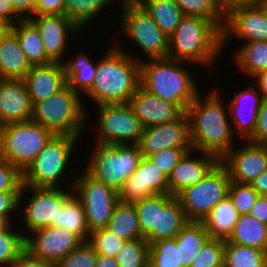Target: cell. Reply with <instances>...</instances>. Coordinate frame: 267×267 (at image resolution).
Returning a JSON list of instances; mask_svg holds the SVG:
<instances>
[{
	"label": "cell",
	"mask_w": 267,
	"mask_h": 267,
	"mask_svg": "<svg viewBox=\"0 0 267 267\" xmlns=\"http://www.w3.org/2000/svg\"><path fill=\"white\" fill-rule=\"evenodd\" d=\"M121 33L131 39L141 49L147 59L168 58L169 37L137 2L121 9Z\"/></svg>",
	"instance_id": "cell-11"
},
{
	"label": "cell",
	"mask_w": 267,
	"mask_h": 267,
	"mask_svg": "<svg viewBox=\"0 0 267 267\" xmlns=\"http://www.w3.org/2000/svg\"><path fill=\"white\" fill-rule=\"evenodd\" d=\"M37 2H38V0H31V17L33 16V12L36 8Z\"/></svg>",
	"instance_id": "cell-64"
},
{
	"label": "cell",
	"mask_w": 267,
	"mask_h": 267,
	"mask_svg": "<svg viewBox=\"0 0 267 267\" xmlns=\"http://www.w3.org/2000/svg\"><path fill=\"white\" fill-rule=\"evenodd\" d=\"M224 263L227 267H267V251L225 240Z\"/></svg>",
	"instance_id": "cell-37"
},
{
	"label": "cell",
	"mask_w": 267,
	"mask_h": 267,
	"mask_svg": "<svg viewBox=\"0 0 267 267\" xmlns=\"http://www.w3.org/2000/svg\"><path fill=\"white\" fill-rule=\"evenodd\" d=\"M23 80L33 106L67 84L64 66L60 62L32 65Z\"/></svg>",
	"instance_id": "cell-24"
},
{
	"label": "cell",
	"mask_w": 267,
	"mask_h": 267,
	"mask_svg": "<svg viewBox=\"0 0 267 267\" xmlns=\"http://www.w3.org/2000/svg\"><path fill=\"white\" fill-rule=\"evenodd\" d=\"M243 147L230 149L220 162L226 167L231 182L251 184L267 170V145L243 140ZM246 144V145H245Z\"/></svg>",
	"instance_id": "cell-15"
},
{
	"label": "cell",
	"mask_w": 267,
	"mask_h": 267,
	"mask_svg": "<svg viewBox=\"0 0 267 267\" xmlns=\"http://www.w3.org/2000/svg\"><path fill=\"white\" fill-rule=\"evenodd\" d=\"M191 150L193 148L163 149L155 154L148 155L147 158L169 176L182 157Z\"/></svg>",
	"instance_id": "cell-47"
},
{
	"label": "cell",
	"mask_w": 267,
	"mask_h": 267,
	"mask_svg": "<svg viewBox=\"0 0 267 267\" xmlns=\"http://www.w3.org/2000/svg\"><path fill=\"white\" fill-rule=\"evenodd\" d=\"M133 203L138 212L141 235L145 237L153 228H156L157 195Z\"/></svg>",
	"instance_id": "cell-46"
},
{
	"label": "cell",
	"mask_w": 267,
	"mask_h": 267,
	"mask_svg": "<svg viewBox=\"0 0 267 267\" xmlns=\"http://www.w3.org/2000/svg\"><path fill=\"white\" fill-rule=\"evenodd\" d=\"M109 5L107 0H66L63 15L84 32V28Z\"/></svg>",
	"instance_id": "cell-36"
},
{
	"label": "cell",
	"mask_w": 267,
	"mask_h": 267,
	"mask_svg": "<svg viewBox=\"0 0 267 267\" xmlns=\"http://www.w3.org/2000/svg\"><path fill=\"white\" fill-rule=\"evenodd\" d=\"M22 173L11 163L0 158V192H20Z\"/></svg>",
	"instance_id": "cell-48"
},
{
	"label": "cell",
	"mask_w": 267,
	"mask_h": 267,
	"mask_svg": "<svg viewBox=\"0 0 267 267\" xmlns=\"http://www.w3.org/2000/svg\"><path fill=\"white\" fill-rule=\"evenodd\" d=\"M230 98L227 106L233 133L247 141L254 135L263 96L251 82L247 88L236 91Z\"/></svg>",
	"instance_id": "cell-20"
},
{
	"label": "cell",
	"mask_w": 267,
	"mask_h": 267,
	"mask_svg": "<svg viewBox=\"0 0 267 267\" xmlns=\"http://www.w3.org/2000/svg\"><path fill=\"white\" fill-rule=\"evenodd\" d=\"M230 183L226 167L219 162L204 179L184 188L175 197L189 221H203L213 207L228 195Z\"/></svg>",
	"instance_id": "cell-10"
},
{
	"label": "cell",
	"mask_w": 267,
	"mask_h": 267,
	"mask_svg": "<svg viewBox=\"0 0 267 267\" xmlns=\"http://www.w3.org/2000/svg\"><path fill=\"white\" fill-rule=\"evenodd\" d=\"M225 240L210 238L192 259L190 267H216L224 263Z\"/></svg>",
	"instance_id": "cell-43"
},
{
	"label": "cell",
	"mask_w": 267,
	"mask_h": 267,
	"mask_svg": "<svg viewBox=\"0 0 267 267\" xmlns=\"http://www.w3.org/2000/svg\"><path fill=\"white\" fill-rule=\"evenodd\" d=\"M31 66L16 36L9 31L0 42V79H23Z\"/></svg>",
	"instance_id": "cell-26"
},
{
	"label": "cell",
	"mask_w": 267,
	"mask_h": 267,
	"mask_svg": "<svg viewBox=\"0 0 267 267\" xmlns=\"http://www.w3.org/2000/svg\"><path fill=\"white\" fill-rule=\"evenodd\" d=\"M143 157L169 148H193L190 136L189 118L185 112L179 119L143 128L139 143Z\"/></svg>",
	"instance_id": "cell-17"
},
{
	"label": "cell",
	"mask_w": 267,
	"mask_h": 267,
	"mask_svg": "<svg viewBox=\"0 0 267 267\" xmlns=\"http://www.w3.org/2000/svg\"><path fill=\"white\" fill-rule=\"evenodd\" d=\"M234 37L244 42L267 41V9L262 2L235 6L226 12L222 48Z\"/></svg>",
	"instance_id": "cell-14"
},
{
	"label": "cell",
	"mask_w": 267,
	"mask_h": 267,
	"mask_svg": "<svg viewBox=\"0 0 267 267\" xmlns=\"http://www.w3.org/2000/svg\"><path fill=\"white\" fill-rule=\"evenodd\" d=\"M29 19L40 32L46 56L52 62L63 63L69 36L80 35L81 30L64 15H33Z\"/></svg>",
	"instance_id": "cell-19"
},
{
	"label": "cell",
	"mask_w": 267,
	"mask_h": 267,
	"mask_svg": "<svg viewBox=\"0 0 267 267\" xmlns=\"http://www.w3.org/2000/svg\"><path fill=\"white\" fill-rule=\"evenodd\" d=\"M98 108L99 118L96 143L99 144H138L143 126L136 117L129 103L101 104Z\"/></svg>",
	"instance_id": "cell-13"
},
{
	"label": "cell",
	"mask_w": 267,
	"mask_h": 267,
	"mask_svg": "<svg viewBox=\"0 0 267 267\" xmlns=\"http://www.w3.org/2000/svg\"><path fill=\"white\" fill-rule=\"evenodd\" d=\"M10 31L16 36L22 51L31 65L52 62L45 54L39 30L29 18L16 22L11 26Z\"/></svg>",
	"instance_id": "cell-28"
},
{
	"label": "cell",
	"mask_w": 267,
	"mask_h": 267,
	"mask_svg": "<svg viewBox=\"0 0 267 267\" xmlns=\"http://www.w3.org/2000/svg\"><path fill=\"white\" fill-rule=\"evenodd\" d=\"M92 58L84 51H80L76 56L71 57L72 60L63 62L67 84L82 96L91 89L97 76L98 60L95 63Z\"/></svg>",
	"instance_id": "cell-27"
},
{
	"label": "cell",
	"mask_w": 267,
	"mask_h": 267,
	"mask_svg": "<svg viewBox=\"0 0 267 267\" xmlns=\"http://www.w3.org/2000/svg\"><path fill=\"white\" fill-rule=\"evenodd\" d=\"M219 90L214 88L205 97L200 92L190 103L186 113L193 149L215 154L221 159L234 147L235 137L228 119V106L222 102Z\"/></svg>",
	"instance_id": "cell-1"
},
{
	"label": "cell",
	"mask_w": 267,
	"mask_h": 267,
	"mask_svg": "<svg viewBox=\"0 0 267 267\" xmlns=\"http://www.w3.org/2000/svg\"><path fill=\"white\" fill-rule=\"evenodd\" d=\"M251 82L257 87L263 99H267V70L258 73Z\"/></svg>",
	"instance_id": "cell-56"
},
{
	"label": "cell",
	"mask_w": 267,
	"mask_h": 267,
	"mask_svg": "<svg viewBox=\"0 0 267 267\" xmlns=\"http://www.w3.org/2000/svg\"><path fill=\"white\" fill-rule=\"evenodd\" d=\"M189 222L179 200L170 194H157L156 228L144 239L152 244L162 239L175 238Z\"/></svg>",
	"instance_id": "cell-25"
},
{
	"label": "cell",
	"mask_w": 267,
	"mask_h": 267,
	"mask_svg": "<svg viewBox=\"0 0 267 267\" xmlns=\"http://www.w3.org/2000/svg\"><path fill=\"white\" fill-rule=\"evenodd\" d=\"M66 0H38L33 15H63Z\"/></svg>",
	"instance_id": "cell-51"
},
{
	"label": "cell",
	"mask_w": 267,
	"mask_h": 267,
	"mask_svg": "<svg viewBox=\"0 0 267 267\" xmlns=\"http://www.w3.org/2000/svg\"><path fill=\"white\" fill-rule=\"evenodd\" d=\"M149 247L144 238L126 241L115 260L120 267H148Z\"/></svg>",
	"instance_id": "cell-41"
},
{
	"label": "cell",
	"mask_w": 267,
	"mask_h": 267,
	"mask_svg": "<svg viewBox=\"0 0 267 267\" xmlns=\"http://www.w3.org/2000/svg\"><path fill=\"white\" fill-rule=\"evenodd\" d=\"M3 127V124H2V122H1V119H0V129Z\"/></svg>",
	"instance_id": "cell-67"
},
{
	"label": "cell",
	"mask_w": 267,
	"mask_h": 267,
	"mask_svg": "<svg viewBox=\"0 0 267 267\" xmlns=\"http://www.w3.org/2000/svg\"><path fill=\"white\" fill-rule=\"evenodd\" d=\"M262 3L265 6V8L267 9V0H262Z\"/></svg>",
	"instance_id": "cell-65"
},
{
	"label": "cell",
	"mask_w": 267,
	"mask_h": 267,
	"mask_svg": "<svg viewBox=\"0 0 267 267\" xmlns=\"http://www.w3.org/2000/svg\"><path fill=\"white\" fill-rule=\"evenodd\" d=\"M226 241L267 251V224L249 214L240 215Z\"/></svg>",
	"instance_id": "cell-30"
},
{
	"label": "cell",
	"mask_w": 267,
	"mask_h": 267,
	"mask_svg": "<svg viewBox=\"0 0 267 267\" xmlns=\"http://www.w3.org/2000/svg\"><path fill=\"white\" fill-rule=\"evenodd\" d=\"M19 193L0 192V216L5 217L11 224L15 220L12 218L18 214L16 212L19 208Z\"/></svg>",
	"instance_id": "cell-49"
},
{
	"label": "cell",
	"mask_w": 267,
	"mask_h": 267,
	"mask_svg": "<svg viewBox=\"0 0 267 267\" xmlns=\"http://www.w3.org/2000/svg\"><path fill=\"white\" fill-rule=\"evenodd\" d=\"M83 241L65 228L49 226L25 237V250L55 265Z\"/></svg>",
	"instance_id": "cell-16"
},
{
	"label": "cell",
	"mask_w": 267,
	"mask_h": 267,
	"mask_svg": "<svg viewBox=\"0 0 267 267\" xmlns=\"http://www.w3.org/2000/svg\"><path fill=\"white\" fill-rule=\"evenodd\" d=\"M68 182L65 187L64 185L62 187L21 186L18 209V211H21L18 217H21H19V224H22V227L24 225L26 228L22 229L19 225L20 230H24V232L22 231L24 238L36 230L52 226V222H57L58 210L62 207L64 201L73 193V184H68ZM28 191H31V194L29 199L26 200L24 195Z\"/></svg>",
	"instance_id": "cell-9"
},
{
	"label": "cell",
	"mask_w": 267,
	"mask_h": 267,
	"mask_svg": "<svg viewBox=\"0 0 267 267\" xmlns=\"http://www.w3.org/2000/svg\"><path fill=\"white\" fill-rule=\"evenodd\" d=\"M201 154L200 157H195ZM220 162L215 154L203 151H188L168 176L170 195L176 196L184 188L192 186L204 179Z\"/></svg>",
	"instance_id": "cell-21"
},
{
	"label": "cell",
	"mask_w": 267,
	"mask_h": 267,
	"mask_svg": "<svg viewBox=\"0 0 267 267\" xmlns=\"http://www.w3.org/2000/svg\"><path fill=\"white\" fill-rule=\"evenodd\" d=\"M239 217L237 208L227 195L213 207L202 222L211 238L227 240Z\"/></svg>",
	"instance_id": "cell-29"
},
{
	"label": "cell",
	"mask_w": 267,
	"mask_h": 267,
	"mask_svg": "<svg viewBox=\"0 0 267 267\" xmlns=\"http://www.w3.org/2000/svg\"><path fill=\"white\" fill-rule=\"evenodd\" d=\"M161 31L170 37L184 17L175 0H138Z\"/></svg>",
	"instance_id": "cell-35"
},
{
	"label": "cell",
	"mask_w": 267,
	"mask_h": 267,
	"mask_svg": "<svg viewBox=\"0 0 267 267\" xmlns=\"http://www.w3.org/2000/svg\"><path fill=\"white\" fill-rule=\"evenodd\" d=\"M10 31V29H0V42L6 36V34Z\"/></svg>",
	"instance_id": "cell-62"
},
{
	"label": "cell",
	"mask_w": 267,
	"mask_h": 267,
	"mask_svg": "<svg viewBox=\"0 0 267 267\" xmlns=\"http://www.w3.org/2000/svg\"><path fill=\"white\" fill-rule=\"evenodd\" d=\"M143 59L140 58V86L186 112L200 93L194 75L185 65L188 62L170 58Z\"/></svg>",
	"instance_id": "cell-4"
},
{
	"label": "cell",
	"mask_w": 267,
	"mask_h": 267,
	"mask_svg": "<svg viewBox=\"0 0 267 267\" xmlns=\"http://www.w3.org/2000/svg\"><path fill=\"white\" fill-rule=\"evenodd\" d=\"M15 224L16 222L0 231V267H13L19 254L25 249V238L20 228L17 231Z\"/></svg>",
	"instance_id": "cell-39"
},
{
	"label": "cell",
	"mask_w": 267,
	"mask_h": 267,
	"mask_svg": "<svg viewBox=\"0 0 267 267\" xmlns=\"http://www.w3.org/2000/svg\"><path fill=\"white\" fill-rule=\"evenodd\" d=\"M220 6L223 8L225 12L229 9L239 6V5H247V4H256L262 2V0H218Z\"/></svg>",
	"instance_id": "cell-58"
},
{
	"label": "cell",
	"mask_w": 267,
	"mask_h": 267,
	"mask_svg": "<svg viewBox=\"0 0 267 267\" xmlns=\"http://www.w3.org/2000/svg\"><path fill=\"white\" fill-rule=\"evenodd\" d=\"M184 16H199L212 21L223 30L226 12L218 0H175Z\"/></svg>",
	"instance_id": "cell-38"
},
{
	"label": "cell",
	"mask_w": 267,
	"mask_h": 267,
	"mask_svg": "<svg viewBox=\"0 0 267 267\" xmlns=\"http://www.w3.org/2000/svg\"><path fill=\"white\" fill-rule=\"evenodd\" d=\"M94 146L84 169L95 179L119 193L125 180L135 172L143 157L139 146L96 142Z\"/></svg>",
	"instance_id": "cell-8"
},
{
	"label": "cell",
	"mask_w": 267,
	"mask_h": 267,
	"mask_svg": "<svg viewBox=\"0 0 267 267\" xmlns=\"http://www.w3.org/2000/svg\"><path fill=\"white\" fill-rule=\"evenodd\" d=\"M250 185L259 195L267 196V170L254 179Z\"/></svg>",
	"instance_id": "cell-57"
},
{
	"label": "cell",
	"mask_w": 267,
	"mask_h": 267,
	"mask_svg": "<svg viewBox=\"0 0 267 267\" xmlns=\"http://www.w3.org/2000/svg\"><path fill=\"white\" fill-rule=\"evenodd\" d=\"M118 42L99 59L94 84L84 95L96 106L129 103L140 86V59L131 58Z\"/></svg>",
	"instance_id": "cell-2"
},
{
	"label": "cell",
	"mask_w": 267,
	"mask_h": 267,
	"mask_svg": "<svg viewBox=\"0 0 267 267\" xmlns=\"http://www.w3.org/2000/svg\"><path fill=\"white\" fill-rule=\"evenodd\" d=\"M80 93L68 84L51 97L33 106L32 120L52 131L55 135L81 137L88 117ZM87 114V115H86Z\"/></svg>",
	"instance_id": "cell-5"
},
{
	"label": "cell",
	"mask_w": 267,
	"mask_h": 267,
	"mask_svg": "<svg viewBox=\"0 0 267 267\" xmlns=\"http://www.w3.org/2000/svg\"><path fill=\"white\" fill-rule=\"evenodd\" d=\"M0 29H11V26L0 19Z\"/></svg>",
	"instance_id": "cell-63"
},
{
	"label": "cell",
	"mask_w": 267,
	"mask_h": 267,
	"mask_svg": "<svg viewBox=\"0 0 267 267\" xmlns=\"http://www.w3.org/2000/svg\"><path fill=\"white\" fill-rule=\"evenodd\" d=\"M157 194H170L168 176L147 157H142L119 191V201L133 203Z\"/></svg>",
	"instance_id": "cell-18"
},
{
	"label": "cell",
	"mask_w": 267,
	"mask_h": 267,
	"mask_svg": "<svg viewBox=\"0 0 267 267\" xmlns=\"http://www.w3.org/2000/svg\"><path fill=\"white\" fill-rule=\"evenodd\" d=\"M54 136L33 120L5 124L0 129V158L23 174Z\"/></svg>",
	"instance_id": "cell-7"
},
{
	"label": "cell",
	"mask_w": 267,
	"mask_h": 267,
	"mask_svg": "<svg viewBox=\"0 0 267 267\" xmlns=\"http://www.w3.org/2000/svg\"><path fill=\"white\" fill-rule=\"evenodd\" d=\"M88 242L97 254L115 257L126 240L105 227L91 231Z\"/></svg>",
	"instance_id": "cell-42"
},
{
	"label": "cell",
	"mask_w": 267,
	"mask_h": 267,
	"mask_svg": "<svg viewBox=\"0 0 267 267\" xmlns=\"http://www.w3.org/2000/svg\"><path fill=\"white\" fill-rule=\"evenodd\" d=\"M233 205L240 215L249 214L250 209L257 201L258 192L250 184L231 182L228 190Z\"/></svg>",
	"instance_id": "cell-44"
},
{
	"label": "cell",
	"mask_w": 267,
	"mask_h": 267,
	"mask_svg": "<svg viewBox=\"0 0 267 267\" xmlns=\"http://www.w3.org/2000/svg\"><path fill=\"white\" fill-rule=\"evenodd\" d=\"M79 139L81 138L70 135H55L22 174V185L61 187V181L65 182L66 179H70L69 183L73 184L76 174L71 176L68 169L71 167L69 163H72L70 158L73 157V149L78 148Z\"/></svg>",
	"instance_id": "cell-6"
},
{
	"label": "cell",
	"mask_w": 267,
	"mask_h": 267,
	"mask_svg": "<svg viewBox=\"0 0 267 267\" xmlns=\"http://www.w3.org/2000/svg\"><path fill=\"white\" fill-rule=\"evenodd\" d=\"M95 267H120L115 257L97 254Z\"/></svg>",
	"instance_id": "cell-59"
},
{
	"label": "cell",
	"mask_w": 267,
	"mask_h": 267,
	"mask_svg": "<svg viewBox=\"0 0 267 267\" xmlns=\"http://www.w3.org/2000/svg\"><path fill=\"white\" fill-rule=\"evenodd\" d=\"M10 224L5 217L0 216V231L7 228Z\"/></svg>",
	"instance_id": "cell-61"
},
{
	"label": "cell",
	"mask_w": 267,
	"mask_h": 267,
	"mask_svg": "<svg viewBox=\"0 0 267 267\" xmlns=\"http://www.w3.org/2000/svg\"><path fill=\"white\" fill-rule=\"evenodd\" d=\"M148 267H182L176 239H162L150 244Z\"/></svg>",
	"instance_id": "cell-40"
},
{
	"label": "cell",
	"mask_w": 267,
	"mask_h": 267,
	"mask_svg": "<svg viewBox=\"0 0 267 267\" xmlns=\"http://www.w3.org/2000/svg\"><path fill=\"white\" fill-rule=\"evenodd\" d=\"M97 253L92 245L82 242L73 251L61 259L56 267H95Z\"/></svg>",
	"instance_id": "cell-45"
},
{
	"label": "cell",
	"mask_w": 267,
	"mask_h": 267,
	"mask_svg": "<svg viewBox=\"0 0 267 267\" xmlns=\"http://www.w3.org/2000/svg\"><path fill=\"white\" fill-rule=\"evenodd\" d=\"M202 221H189L176 235L182 267H190L192 259L210 239Z\"/></svg>",
	"instance_id": "cell-31"
},
{
	"label": "cell",
	"mask_w": 267,
	"mask_h": 267,
	"mask_svg": "<svg viewBox=\"0 0 267 267\" xmlns=\"http://www.w3.org/2000/svg\"><path fill=\"white\" fill-rule=\"evenodd\" d=\"M33 104L23 79H0V119L3 125L29 121Z\"/></svg>",
	"instance_id": "cell-23"
},
{
	"label": "cell",
	"mask_w": 267,
	"mask_h": 267,
	"mask_svg": "<svg viewBox=\"0 0 267 267\" xmlns=\"http://www.w3.org/2000/svg\"><path fill=\"white\" fill-rule=\"evenodd\" d=\"M13 267H56L54 263L44 261L41 258L31 255L27 250H23Z\"/></svg>",
	"instance_id": "cell-52"
},
{
	"label": "cell",
	"mask_w": 267,
	"mask_h": 267,
	"mask_svg": "<svg viewBox=\"0 0 267 267\" xmlns=\"http://www.w3.org/2000/svg\"><path fill=\"white\" fill-rule=\"evenodd\" d=\"M0 19L12 26L23 18L13 9L10 0H0Z\"/></svg>",
	"instance_id": "cell-53"
},
{
	"label": "cell",
	"mask_w": 267,
	"mask_h": 267,
	"mask_svg": "<svg viewBox=\"0 0 267 267\" xmlns=\"http://www.w3.org/2000/svg\"><path fill=\"white\" fill-rule=\"evenodd\" d=\"M222 31L210 20L184 16L169 37L168 58L214 70L222 56Z\"/></svg>",
	"instance_id": "cell-3"
},
{
	"label": "cell",
	"mask_w": 267,
	"mask_h": 267,
	"mask_svg": "<svg viewBox=\"0 0 267 267\" xmlns=\"http://www.w3.org/2000/svg\"><path fill=\"white\" fill-rule=\"evenodd\" d=\"M76 176L73 192L84 208L86 223L91 231L105 228L113 214L119 195L114 189L91 176L85 169Z\"/></svg>",
	"instance_id": "cell-12"
},
{
	"label": "cell",
	"mask_w": 267,
	"mask_h": 267,
	"mask_svg": "<svg viewBox=\"0 0 267 267\" xmlns=\"http://www.w3.org/2000/svg\"><path fill=\"white\" fill-rule=\"evenodd\" d=\"M241 44L232 54V60H235L243 74L253 79L258 73L267 70V41H248Z\"/></svg>",
	"instance_id": "cell-33"
},
{
	"label": "cell",
	"mask_w": 267,
	"mask_h": 267,
	"mask_svg": "<svg viewBox=\"0 0 267 267\" xmlns=\"http://www.w3.org/2000/svg\"><path fill=\"white\" fill-rule=\"evenodd\" d=\"M52 226L65 228L76 234L83 242L88 241L90 230L86 223L84 208L74 192L58 210L57 222H52Z\"/></svg>",
	"instance_id": "cell-32"
},
{
	"label": "cell",
	"mask_w": 267,
	"mask_h": 267,
	"mask_svg": "<svg viewBox=\"0 0 267 267\" xmlns=\"http://www.w3.org/2000/svg\"><path fill=\"white\" fill-rule=\"evenodd\" d=\"M115 1L118 2L120 4V6L122 5L121 9H124V8L129 7V6H132V5H134V4H136L138 2V0H107V2L110 5H113L112 3H116Z\"/></svg>",
	"instance_id": "cell-60"
},
{
	"label": "cell",
	"mask_w": 267,
	"mask_h": 267,
	"mask_svg": "<svg viewBox=\"0 0 267 267\" xmlns=\"http://www.w3.org/2000/svg\"><path fill=\"white\" fill-rule=\"evenodd\" d=\"M249 215L267 224V196L259 195L257 201L250 209Z\"/></svg>",
	"instance_id": "cell-54"
},
{
	"label": "cell",
	"mask_w": 267,
	"mask_h": 267,
	"mask_svg": "<svg viewBox=\"0 0 267 267\" xmlns=\"http://www.w3.org/2000/svg\"><path fill=\"white\" fill-rule=\"evenodd\" d=\"M107 229L126 241L144 238L141 235L139 217L134 203L119 201Z\"/></svg>",
	"instance_id": "cell-34"
},
{
	"label": "cell",
	"mask_w": 267,
	"mask_h": 267,
	"mask_svg": "<svg viewBox=\"0 0 267 267\" xmlns=\"http://www.w3.org/2000/svg\"><path fill=\"white\" fill-rule=\"evenodd\" d=\"M13 9L23 18L31 17V0H10Z\"/></svg>",
	"instance_id": "cell-55"
},
{
	"label": "cell",
	"mask_w": 267,
	"mask_h": 267,
	"mask_svg": "<svg viewBox=\"0 0 267 267\" xmlns=\"http://www.w3.org/2000/svg\"><path fill=\"white\" fill-rule=\"evenodd\" d=\"M216 267H227V266L225 265V263H223V264L218 265V266H216Z\"/></svg>",
	"instance_id": "cell-66"
},
{
	"label": "cell",
	"mask_w": 267,
	"mask_h": 267,
	"mask_svg": "<svg viewBox=\"0 0 267 267\" xmlns=\"http://www.w3.org/2000/svg\"><path fill=\"white\" fill-rule=\"evenodd\" d=\"M249 141L267 145V99L262 101L258 111L256 129Z\"/></svg>",
	"instance_id": "cell-50"
},
{
	"label": "cell",
	"mask_w": 267,
	"mask_h": 267,
	"mask_svg": "<svg viewBox=\"0 0 267 267\" xmlns=\"http://www.w3.org/2000/svg\"><path fill=\"white\" fill-rule=\"evenodd\" d=\"M129 104L143 128L175 121L185 113L178 105L164 101L141 86L131 97Z\"/></svg>",
	"instance_id": "cell-22"
}]
</instances>
